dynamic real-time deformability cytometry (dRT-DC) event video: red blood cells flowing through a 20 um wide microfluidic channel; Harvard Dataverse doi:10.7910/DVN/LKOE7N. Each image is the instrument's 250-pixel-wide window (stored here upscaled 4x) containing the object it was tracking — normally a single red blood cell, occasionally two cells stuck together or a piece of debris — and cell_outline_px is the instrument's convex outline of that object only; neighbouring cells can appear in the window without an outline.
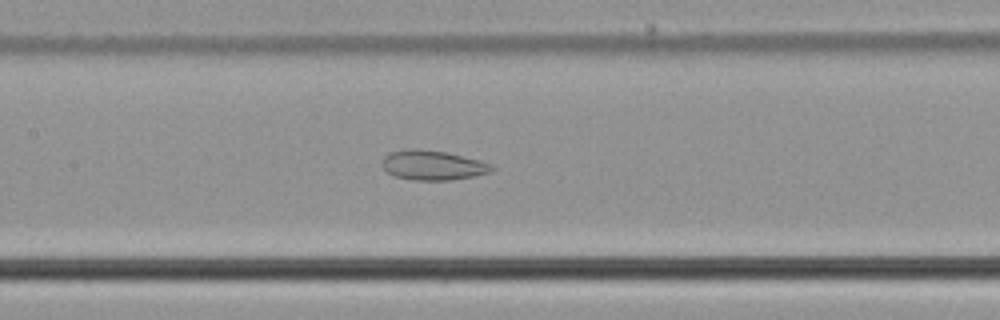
{"species": "common noctule bat (a hibernating species)", "species_latin": "Nyctalus noctula", "temperature_condition": "cold", "stored_images_in_passage": 40, "camera_frame_rate_fps": 3000, "um_per_image_px": 0.085, "animal": {"sex": "male", "body_mass_g": 21.5, "forearm_length_mm": 52.0}, "frame": {"image": 1, "passage_image": 12, "time_ms": 3.667, "image_size_px": [1000, 320], "cell_outline_px": [[496, 168], [492, 172], [476, 176], [452, 180], [416, 180], [396, 176], [388, 172], [380, 164], [384, 156], [388, 152], [408, 148], [420, 148], [444, 152], [480, 160], [492, 164]], "centroid_in_image_um": [36.8, 14.03], "position_along_channel_um": 170.6, "area_um2": 19.19}}
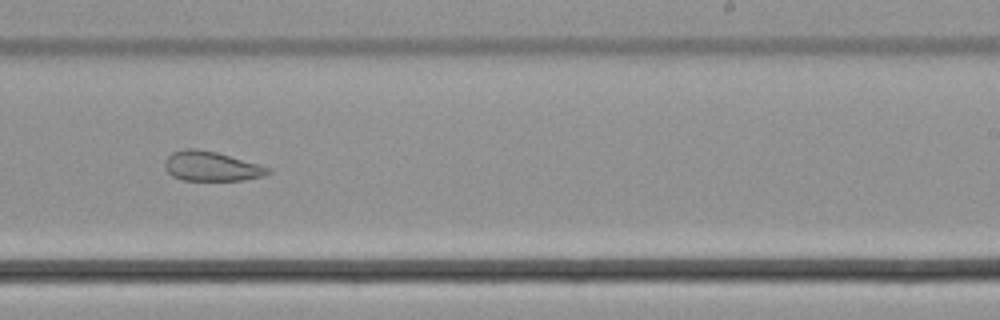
{"frame": {"image": 2, "passage_image": 20, "time_ms": 6.333, "image_size_px": [1000, 320], "cell_outline_px": [[272, 172], [264, 176], [244, 180], [184, 180], [172, 176], [168, 172], [164, 164], [168, 156], [172, 152], [184, 148], [196, 148], [216, 152], [272, 168]], "centroid_in_image_um": [17.98, 14.13], "position_along_channel_um": 271.0, "area_um2": 17.8}}
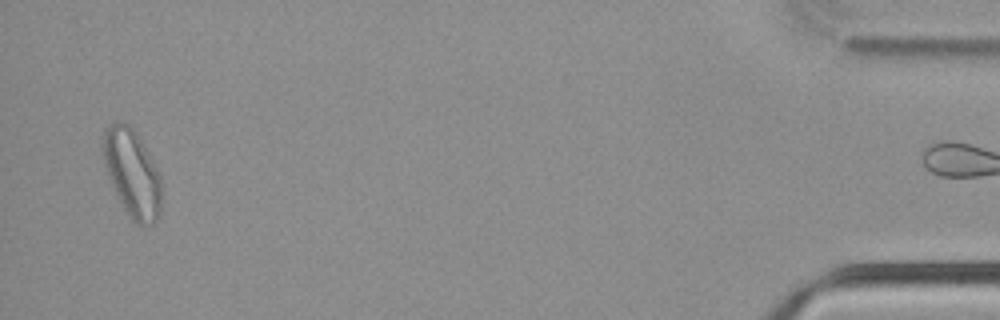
{"frame": {"image": 3, "passage_image": 39, "time_ms": 12.667, "image_size_px": [1000, 320], "cell_outline_px": [[160, 216], [152, 224], [144, 228], [136, 224], [128, 216], [108, 176], [104, 164], [100, 144], [100, 136], [104, 128], [112, 120], [120, 120], [128, 124], [136, 132], [148, 152], [160, 176]], "centroid_in_image_um": [11.18, 14.67], "position_along_channel_um": 424.0, "area_um2": 30.35}, "authors_computed_cell_mechanics": {"area_um2": 20.1433, "velocity_mm_per_s": 3.7757, "shape_relaxation_time_tau1_ms": null, "shape_relaxation_time_tau2_ms": 4.6273, "deformation_change_tau1": null, "deformation_change_tau2": 0.1231}}